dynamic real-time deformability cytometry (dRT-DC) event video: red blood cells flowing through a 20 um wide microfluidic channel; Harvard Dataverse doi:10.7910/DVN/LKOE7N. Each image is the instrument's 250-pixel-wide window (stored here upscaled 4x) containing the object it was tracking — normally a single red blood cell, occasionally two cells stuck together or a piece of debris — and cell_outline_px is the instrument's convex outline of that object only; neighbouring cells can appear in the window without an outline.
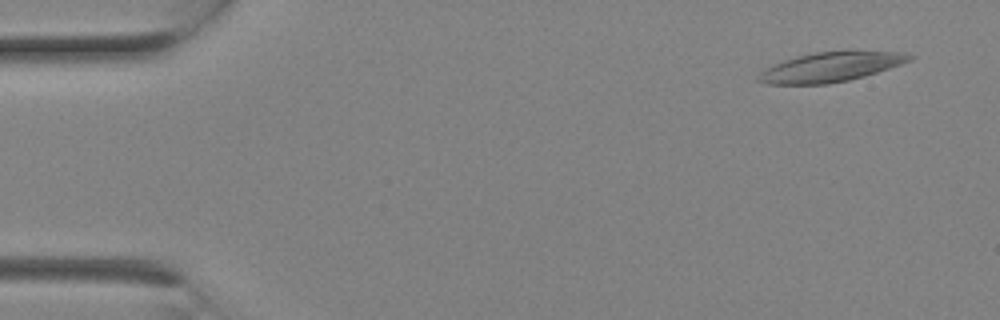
{"species": "Egyptian fruit bat (a non-hibernating species)", "species_latin": "Rousettus aegyptiacus", "temperature_condition": "room temperature", "stored_images_in_passage": 2, "camera_frame_rate_fps": 3000, "um_per_image_px": 0.085, "animal": {"sex": "female"}, "frame": {"image": 1, "passage_image": 1, "time_ms": 0.0, "image_size_px": [1000, 320], "cell_outline_px": [[916, 56], [912, 60], [864, 76], [848, 80], [828, 84], [764, 84], [756, 80], [756, 76], [764, 68], [784, 60], [796, 56], [816, 52], [904, 52]], "centroid_in_image_um": [70.54, 5.71], "position_along_channel_um": 14.5, "area_um2": 25.72}}